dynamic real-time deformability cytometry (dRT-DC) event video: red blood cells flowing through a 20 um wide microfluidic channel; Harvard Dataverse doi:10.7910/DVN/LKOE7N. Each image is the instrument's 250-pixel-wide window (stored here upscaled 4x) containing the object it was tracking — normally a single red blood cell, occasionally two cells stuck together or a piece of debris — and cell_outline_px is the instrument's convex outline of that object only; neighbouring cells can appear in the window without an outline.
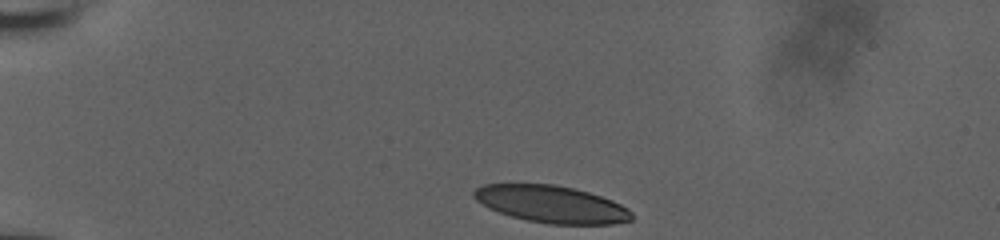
{"species": "human", "species_latin": "Homo sapiens", "temperature_condition": "room temperature", "stored_images_in_passage": 36, "camera_frame_rate_fps": 3000, "um_per_image_px": 0.085, "donor": {"sex": "male"}, "frame": {"image": 1, "passage_image": 1, "time_ms": 0.0, "image_size_px": [1000, 240], "cell_outline_px": [[632, 220], [612, 224], [548, 224], [528, 220], [512, 216], [488, 208], [476, 200], [472, 196], [472, 192], [476, 188], [484, 184], [556, 184], [588, 192], [612, 200], [628, 208], [632, 212]], "centroid_in_image_um": [46.86, 17.35], "position_along_channel_um": 38.1, "area_um2": 34.04}}
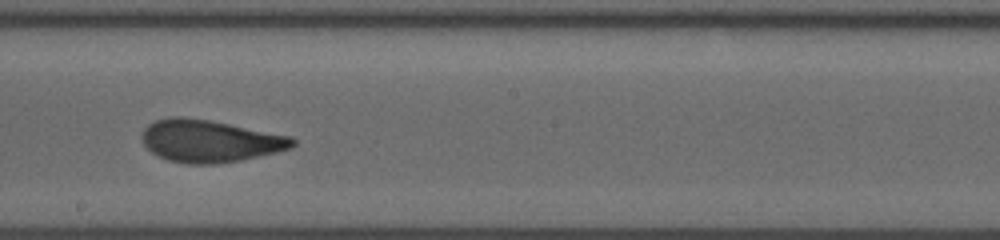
{"frame": {"image": 2, "passage_image": 21, "time_ms": 6.667, "image_size_px": [1000, 240], "cell_outline_px": [[296, 144], [292, 148], [276, 152], [240, 160], [216, 164], [188, 164], [168, 160], [156, 156], [140, 140], [140, 136], [144, 128], [148, 124], [156, 120], [172, 116], [180, 116], [208, 120], [292, 136], [296, 140]], "centroid_in_image_um": [17.81, 11.99], "position_along_channel_um": 230.4, "area_um2": 37.22}}
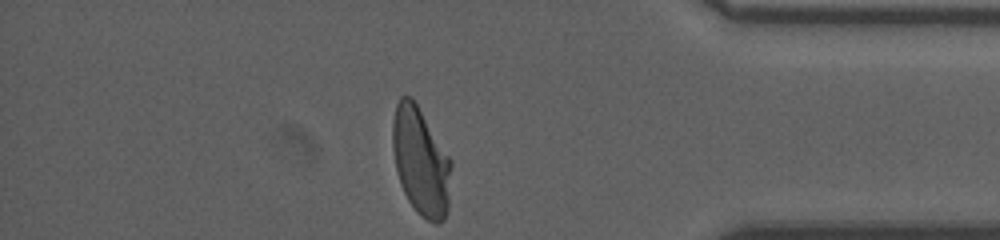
{"frame": {"image": 3, "passage_image": 36, "time_ms": 11.667, "image_size_px": [1000, 240], "cell_outline_px": [[452, 164], [448, 208], [444, 220], [436, 224], [420, 216], [416, 212], [408, 200], [400, 184], [396, 172], [392, 148], [392, 120], [396, 104], [400, 96], [412, 96], [452, 160]], "centroid_in_image_um": [35.76, 13.72], "position_along_channel_um": 399.4, "area_um2": 37.34}, "authors_computed_cell_mechanics": {"area_um2": 36.992, "velocity_mm_per_s": 3.8384, "shape_relaxation_time_tau1_ms": 6.8338, "shape_relaxation_time_tau2_ms": 1.2084, "deformation_change_tau1": 0.218, "deformation_change_tau2": 0.083}}